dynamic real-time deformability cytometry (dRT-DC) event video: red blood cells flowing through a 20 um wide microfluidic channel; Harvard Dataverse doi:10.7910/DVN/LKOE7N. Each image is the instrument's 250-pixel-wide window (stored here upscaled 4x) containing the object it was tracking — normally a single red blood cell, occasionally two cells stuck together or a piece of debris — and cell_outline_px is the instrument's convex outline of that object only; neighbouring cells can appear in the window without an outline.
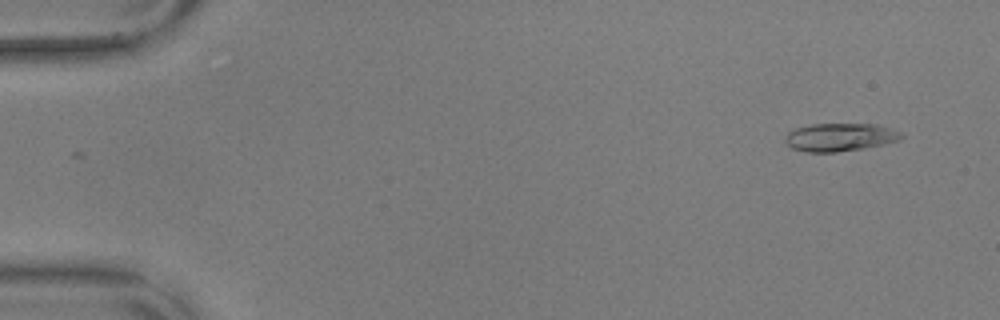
{"species": "common noctule bat (a hibernating species)", "species_latin": "Nyctalus noctula", "temperature_condition": "warm", "stored_images_in_passage": 53, "camera_frame_rate_fps": 3000, "um_per_image_px": 0.085, "animal": {"sex": "male", "body_mass_g": 17.9, "forearm_length_mm": 54.2}, "frame": {"image": 1, "passage_image": 1, "time_ms": 0.0, "image_size_px": [1000, 320], "cell_outline_px": [[904, 136], [900, 140], [884, 144], [864, 148], [836, 152], [808, 152], [792, 148], [784, 140], [784, 136], [788, 132], [796, 128], [812, 124], [876, 124], [900, 132]], "centroid_in_image_um": [71.38, 11.66], "position_along_channel_um": 13.6, "area_um2": 18.9}}
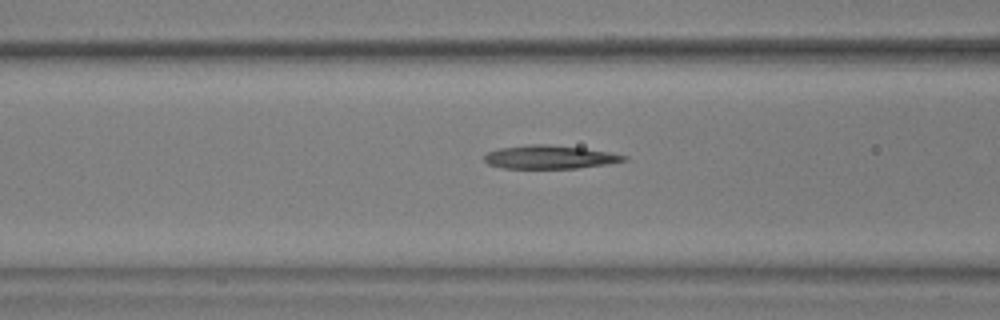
{"frame": {"image": 2, "passage_image": 20, "time_ms": 6.333, "image_size_px": [1000, 320], "cell_outline_px": [[628, 160], [608, 164], [576, 168], [500, 168], [488, 164], [484, 160], [484, 156], [488, 152], [500, 148], [528, 144], [544, 144], [584, 148], [608, 152], [628, 156]], "centroid_in_image_um": [46.72, 13.35], "position_along_channel_um": 119.9, "area_um2": 19.02}}
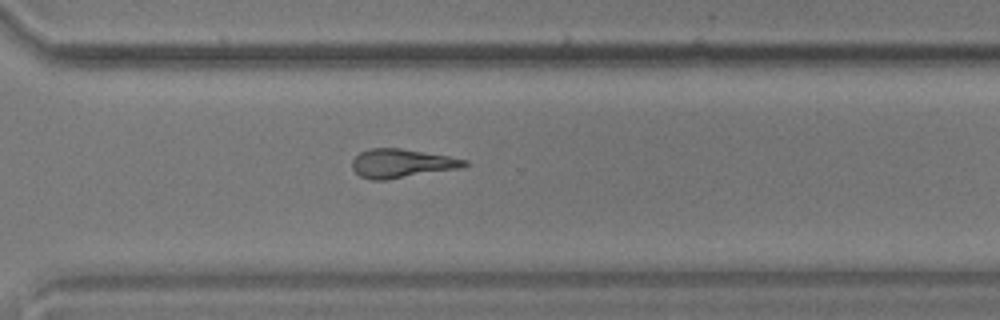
{"frame": {"image": 3, "passage_image": 38, "time_ms": 12.333, "image_size_px": [1000, 320], "cell_outline_px": [[472, 164], [464, 168], [384, 180], [368, 180], [360, 176], [352, 168], [352, 160], [360, 152], [368, 148], [400, 148], [448, 156], [468, 160]], "centroid_in_image_um": [34.18, 13.89], "position_along_channel_um": 336.4, "area_um2": 19.07}, "authors_computed_cell_mechanics": {"area_um2": 19.074, "velocity_mm_per_s": 3.6138, "shape_relaxation_time_tau1_ms": null, "shape_relaxation_time_tau2_ms": 9.1933, "deformation_change_tau1": null, "deformation_change_tau2": 0.242}}